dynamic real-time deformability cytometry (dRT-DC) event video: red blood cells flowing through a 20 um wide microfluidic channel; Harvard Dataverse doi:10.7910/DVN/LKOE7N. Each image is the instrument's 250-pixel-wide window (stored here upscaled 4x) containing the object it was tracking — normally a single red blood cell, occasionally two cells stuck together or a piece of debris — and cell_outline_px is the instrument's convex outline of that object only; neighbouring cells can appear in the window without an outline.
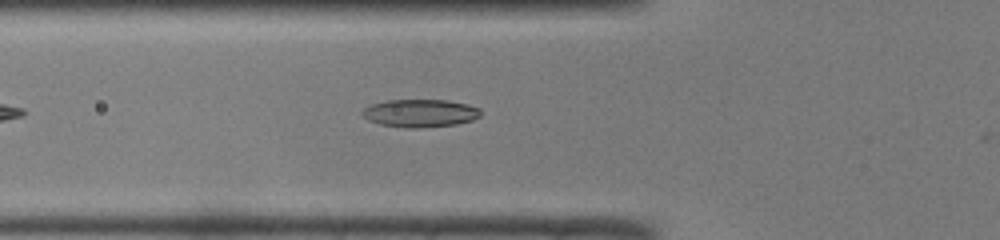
{"species": "common noctule bat (a hibernating species)", "species_latin": "Nyctalus noctula", "temperature_condition": "room temperature", "stored_images_in_passage": 35, "camera_frame_rate_fps": 3000, "um_per_image_px": 0.085, "animal": {"sex": "male", "body_mass_g": 19.0, "forearm_length_mm": 50.8}, "frame": {"image": 1, "passage_image": 4, "time_ms": 1.0, "image_size_px": [1000, 240], "cell_outline_px": [[480, 116], [472, 120], [456, 124], [420, 128], [404, 128], [380, 124], [368, 120], [360, 112], [364, 108], [372, 104], [388, 100], [448, 100], [468, 104], [480, 108]], "centroid_in_image_um": [35.71, 9.62], "position_along_channel_um": 90.1, "area_um2": 19.25}}
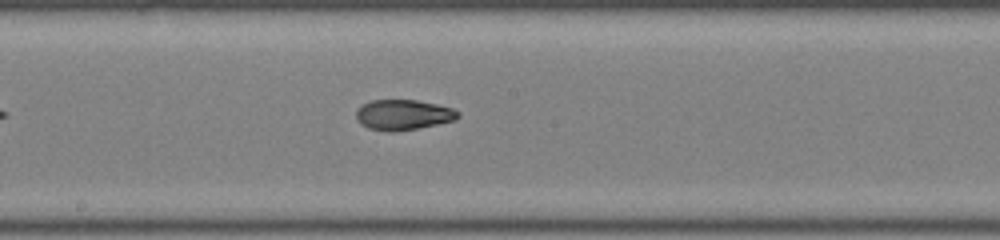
{"frame": {"image": 2, "passage_image": 13, "time_ms": 4.0, "image_size_px": [1000, 240], "cell_outline_px": [[460, 116], [456, 120], [416, 128], [392, 132], [388, 132], [368, 128], [360, 124], [356, 120], [356, 112], [364, 104], [372, 100], [416, 100], [436, 104], [452, 108], [460, 112]], "centroid_in_image_um": [34.27, 9.76], "position_along_channel_um": 213.9, "area_um2": 17.92}}
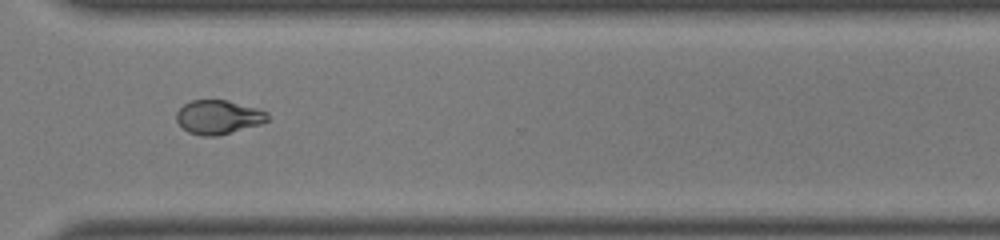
{"frame": {"image": 3, "passage_image": 23, "time_ms": 7.333, "image_size_px": [1000, 240], "cell_outline_px": [[268, 120], [260, 124], [216, 136], [200, 136], [188, 132], [176, 120], [176, 112], [184, 104], [192, 100], [228, 100], [256, 108], [268, 112]], "centroid_in_image_um": [18.54, 9.95], "position_along_channel_um": 352.1, "area_um2": 17.92}, "authors_computed_cell_mechanics": {"area_um2": 18.207, "velocity_mm_per_s": 4.1262, "shape_relaxation_time_tau1_ms": 9.4165, "shape_relaxation_time_tau2_ms": 2.0893, "deformation_change_tau1": 0.2743, "deformation_change_tau2": 0.0739}}